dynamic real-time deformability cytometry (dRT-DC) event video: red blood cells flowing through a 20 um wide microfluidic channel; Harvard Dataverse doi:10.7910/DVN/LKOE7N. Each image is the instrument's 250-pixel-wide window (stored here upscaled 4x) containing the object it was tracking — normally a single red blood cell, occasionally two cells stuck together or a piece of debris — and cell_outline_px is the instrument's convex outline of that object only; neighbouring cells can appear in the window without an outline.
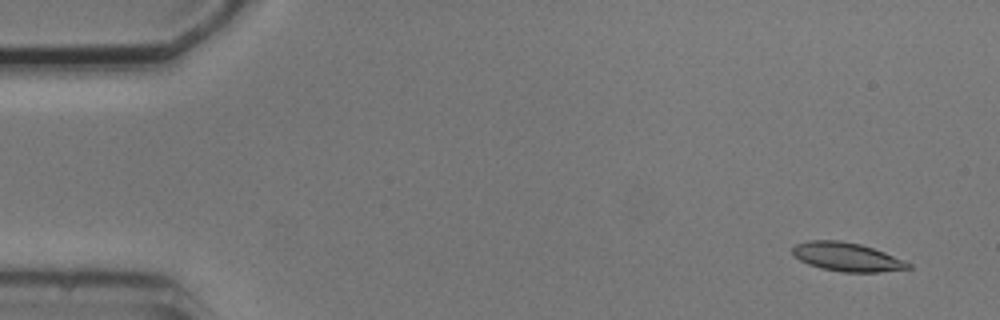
{"species": "common noctule bat (a hibernating species)", "species_latin": "Nyctalus noctula", "temperature_condition": "cold", "stored_images_in_passage": 5, "camera_frame_rate_fps": 3000, "um_per_image_px": 0.085, "animal": {"sex": "male", "body_mass_g": 20.5, "forearm_length_mm": 52.5}, "frame": {"image": 1, "passage_image": 1, "time_ms": 0.0, "image_size_px": [1000, 320], "cell_outline_px": [[912, 268], [880, 272], [844, 272], [820, 268], [808, 264], [800, 260], [792, 252], [792, 248], [796, 244], [808, 240], [840, 240], [860, 244], [884, 252], [912, 264]], "centroid_in_image_um": [71.98, 21.84], "position_along_channel_um": 13.0, "area_um2": 19.25}}